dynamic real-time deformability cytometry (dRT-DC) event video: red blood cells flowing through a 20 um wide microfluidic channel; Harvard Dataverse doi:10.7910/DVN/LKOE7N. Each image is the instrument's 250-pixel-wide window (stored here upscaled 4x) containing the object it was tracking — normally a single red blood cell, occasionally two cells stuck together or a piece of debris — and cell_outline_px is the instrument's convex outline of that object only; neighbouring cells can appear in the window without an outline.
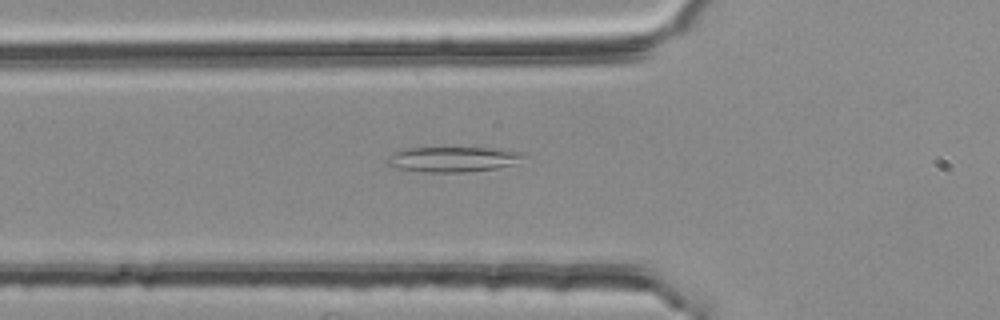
{"species": "common noctule bat (a hibernating species)", "species_latin": "Nyctalus noctula", "temperature_condition": "room temperature", "stored_images_in_passage": 32, "camera_frame_rate_fps": 3000, "um_per_image_px": 0.085, "animal": {"sex": "female", "body_mass_g": 25.1}, "frame": {"image": 1, "passage_image": 9, "time_ms": 2.667, "image_size_px": [1000, 320], "cell_outline_px": [[528, 152], [524, 156], [512, 164], [496, 168], [464, 172], [424, 172], [392, 168], [384, 164], [384, 160], [388, 156], [404, 148], [500, 148]], "centroid_in_image_um": [38.44, 13.53], "position_along_channel_um": 87.4, "area_um2": 20.29}}
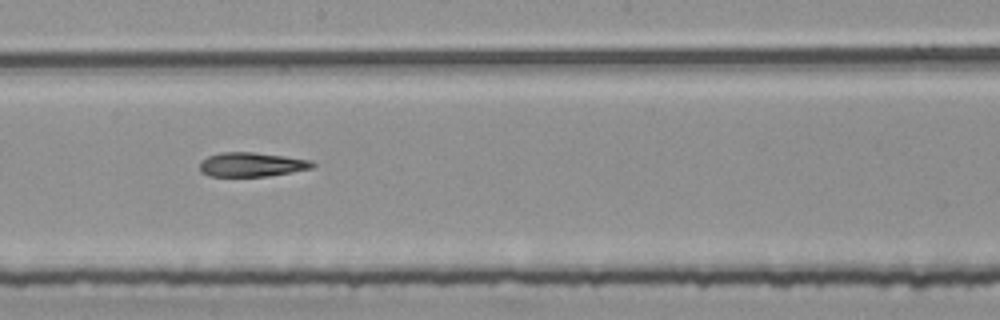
{"frame": {"image": 2, "passage_image": 20, "time_ms": 6.333, "image_size_px": [1000, 320], "cell_outline_px": [[316, 164], [312, 168], [292, 172], [268, 176], [208, 176], [200, 172], [200, 160], [208, 156], [220, 152], [252, 152], [284, 156], [308, 160]], "centroid_in_image_um": [21.34, 13.99], "position_along_channel_um": 226.9, "area_um2": 15.9}}
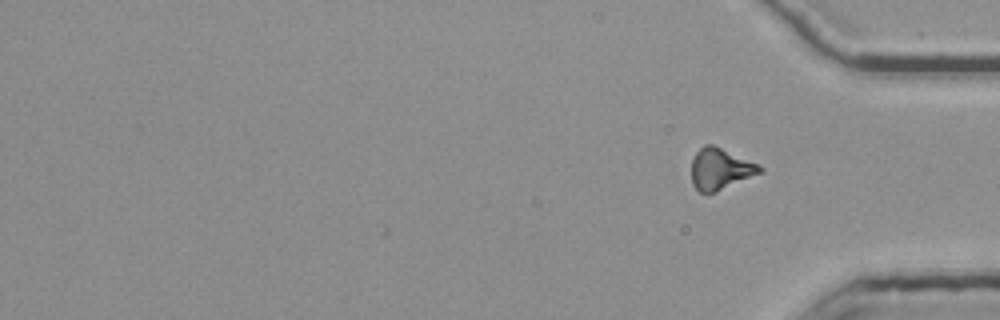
{"frame": {"image": 3, "passage_image": 32, "time_ms": 10.333, "image_size_px": [1000, 320], "cell_outline_px": [[764, 172], [716, 192], [700, 192], [692, 184], [692, 160], [696, 152], [704, 144], [712, 144], [756, 164], [764, 168]], "centroid_in_image_um": [61.22, 14.37], "position_along_channel_um": 374.0, "area_um2": 16.24}}